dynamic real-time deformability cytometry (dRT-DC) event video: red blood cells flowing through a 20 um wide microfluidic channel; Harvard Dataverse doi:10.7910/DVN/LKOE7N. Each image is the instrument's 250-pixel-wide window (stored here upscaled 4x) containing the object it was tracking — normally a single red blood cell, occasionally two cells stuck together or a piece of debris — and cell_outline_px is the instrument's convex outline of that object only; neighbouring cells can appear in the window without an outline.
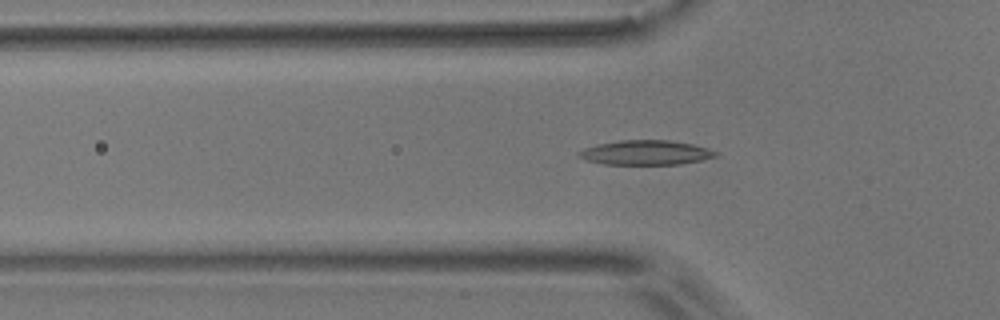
{"species": "common noctule bat (a hibernating species)", "species_latin": "Nyctalus noctula", "temperature_condition": "room temperature", "stored_images_in_passage": 48, "camera_frame_rate_fps": 3000, "um_per_image_px": 0.085, "animal": {"sex": "male", "body_mass_g": 17.9}, "frame": {"image": 1, "passage_image": 11, "time_ms": 3.333, "image_size_px": [1000, 320], "cell_outline_px": [[720, 156], [680, 164], [604, 164], [588, 160], [576, 156], [576, 152], [584, 148], [600, 144], [620, 140], [668, 140], [692, 144], [708, 148], [720, 152]], "centroid_in_image_um": [54.92, 12.97], "position_along_channel_um": 70.9, "area_um2": 19.59}}
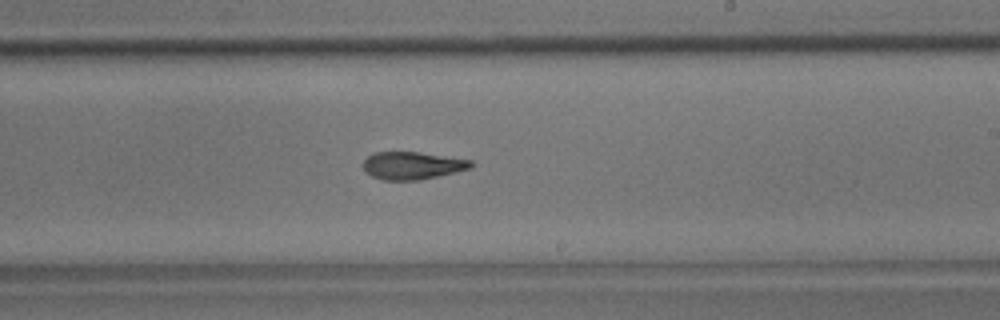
{"frame": {"image": 2, "passage_image": 26, "time_ms": 8.333, "image_size_px": [1000, 320], "cell_outline_px": [[476, 164], [472, 168], [420, 180], [384, 180], [372, 176], [364, 168], [364, 160], [368, 156], [376, 152], [416, 152], [472, 160]], "centroid_in_image_um": [35.09, 14.07], "position_along_channel_um": 253.9, "area_um2": 17.17}}
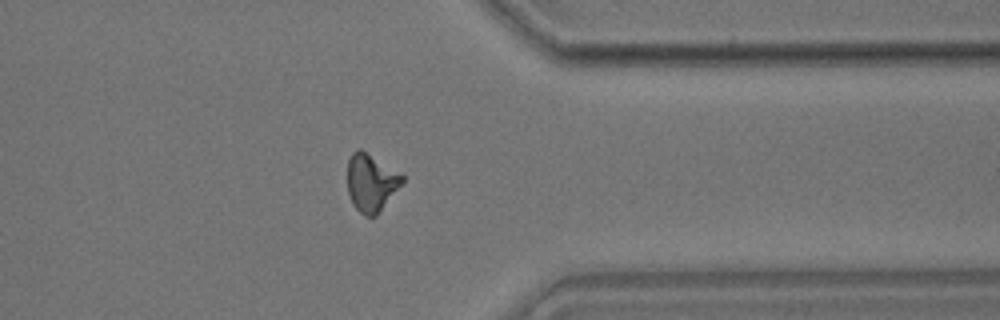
{"frame": {"image": 3, "passage_image": 37, "time_ms": 12.0, "image_size_px": [1000, 320], "cell_outline_px": [[404, 184], [376, 216], [368, 216], [360, 212], [352, 204], [348, 192], [348, 160], [352, 152], [356, 148], [360, 148], [404, 176]], "centroid_in_image_um": [31.56, 15.53], "position_along_channel_um": 379.8, "area_um2": 18.44}, "authors_computed_cell_mechanics": {"area_um2": 17.9758, "velocity_mm_per_s": 3.6479, "shape_relaxation_time_tau1_ms": 8.1606, "shape_relaxation_time_tau2_ms": 2.9164, "deformation_change_tau1": 0.2168, "deformation_change_tau2": 0.1}}